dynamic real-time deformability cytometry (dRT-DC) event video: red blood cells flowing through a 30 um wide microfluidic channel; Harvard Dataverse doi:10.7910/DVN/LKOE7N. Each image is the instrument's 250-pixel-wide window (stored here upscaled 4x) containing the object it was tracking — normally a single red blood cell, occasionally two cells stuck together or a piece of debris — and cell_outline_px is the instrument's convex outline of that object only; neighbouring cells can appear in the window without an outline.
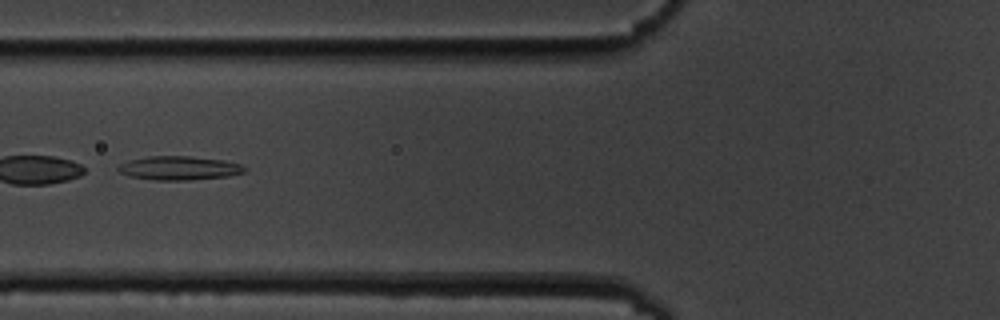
{"species": "common noctule bat (a hibernating species)", "species_latin": "Nyctalus noctula", "temperature_condition": "cold", "stored_images_in_passage": 5, "camera_frame_rate_fps": 3000, "um_per_image_px": 0.085, "animal": {"sex": "male", "body_mass_g": 19.5, "forearm_length_mm": 54.6}, "frame": {"image": 1, "passage_image": 3, "time_ms": 2.333, "image_size_px": [1000, 320], "cell_outline_px": [[248, 168], [244, 172], [228, 176], [188, 180], [152, 180], [128, 176], [120, 172], [116, 168], [120, 164], [128, 160], [148, 156], [188, 156], [224, 160], [240, 164]], "centroid_in_image_um": [15.2, 14.28], "position_along_channel_um": 110.6, "area_um2": 17.63}}